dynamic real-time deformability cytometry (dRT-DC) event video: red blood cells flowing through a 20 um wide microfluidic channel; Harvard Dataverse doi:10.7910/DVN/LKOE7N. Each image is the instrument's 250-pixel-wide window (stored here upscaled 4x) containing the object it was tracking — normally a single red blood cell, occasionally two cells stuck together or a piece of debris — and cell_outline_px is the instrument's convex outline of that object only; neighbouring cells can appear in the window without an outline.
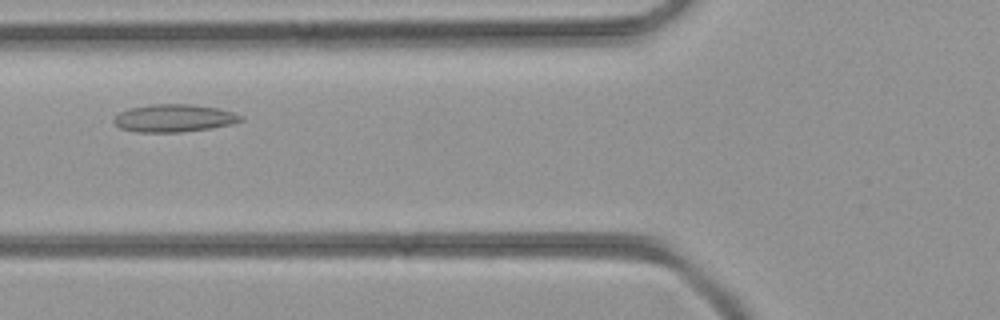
{"species": "common noctule bat (a hibernating species)", "species_latin": "Nyctalus noctula", "temperature_condition": "room temperature", "stored_images_in_passage": 34, "camera_frame_rate_fps": 3000, "um_per_image_px": 0.085, "animal": {"sex": "female", "body_mass_g": 21.9}, "frame": {"image": 1, "passage_image": 10, "time_ms": 3.0, "image_size_px": [1000, 320], "cell_outline_px": [[244, 120], [232, 124], [212, 128], [180, 132], [140, 132], [120, 128], [112, 120], [120, 112], [128, 108], [152, 104], [192, 104], [216, 108], [232, 112], [244, 116]], "centroid_in_image_um": [14.81, 10.04], "position_along_channel_um": 111.0, "area_um2": 20.46}}
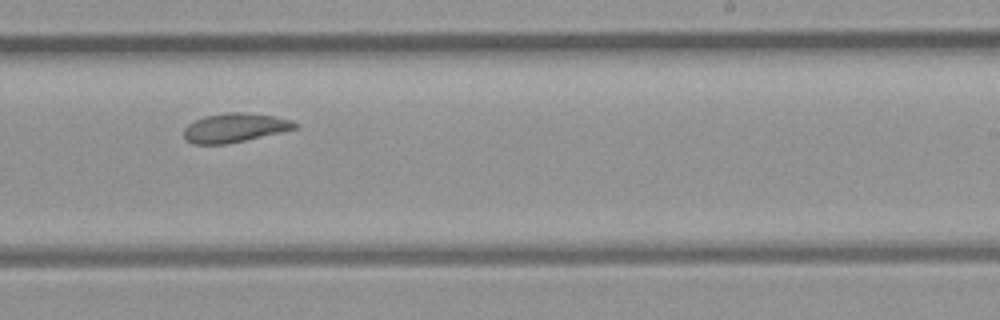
{"frame": {"image": 2, "passage_image": 20, "time_ms": 6.333, "image_size_px": [1000, 320], "cell_outline_px": [[300, 124], [296, 128], [280, 132], [228, 144], [192, 144], [184, 140], [184, 128], [188, 124], [204, 116], [228, 112], [244, 112], [272, 116], [292, 120]], "centroid_in_image_um": [19.92, 10.86], "position_along_channel_um": 269.1, "area_um2": 18.79}}
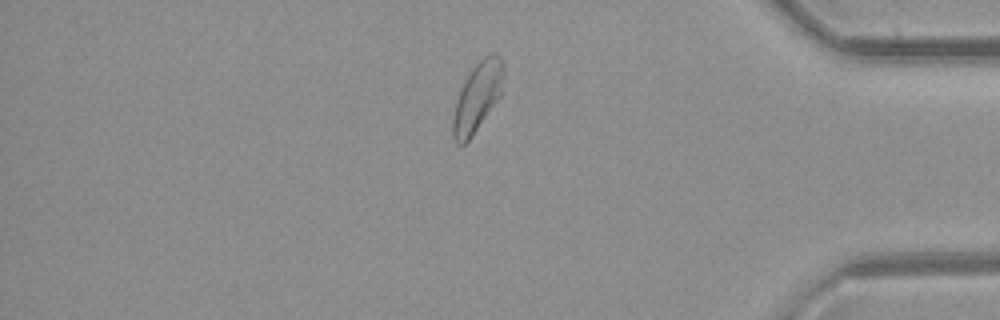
{"frame": {"image": 3, "passage_image": 30, "time_ms": 9.667, "image_size_px": [1000, 320], "cell_outline_px": [[504, 72], [500, 96], [472, 136], [464, 144], [456, 144], [452, 136], [452, 120], [456, 100], [472, 68], [484, 56], [492, 52], [496, 52], [504, 60]], "centroid_in_image_um": [40.59, 8.22], "position_along_channel_um": 394.6, "area_um2": 20.23}}